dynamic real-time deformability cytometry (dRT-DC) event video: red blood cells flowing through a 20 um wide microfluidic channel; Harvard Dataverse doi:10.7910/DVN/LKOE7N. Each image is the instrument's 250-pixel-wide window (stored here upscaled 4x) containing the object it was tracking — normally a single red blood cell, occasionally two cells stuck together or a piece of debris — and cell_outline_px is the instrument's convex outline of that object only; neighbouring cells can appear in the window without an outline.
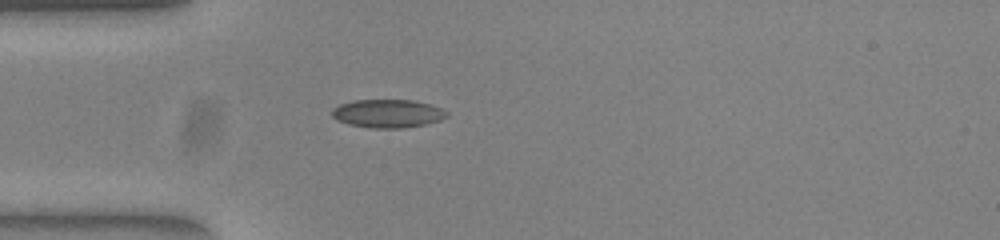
{"species": "common noctule bat (a hibernating species)", "species_latin": "Nyctalus noctula", "temperature_condition": "warm", "stored_images_in_passage": 39, "camera_frame_rate_fps": 3000, "um_per_image_px": 0.085, "animal": {"sex": "female", "body_mass_g": 23.0, "forearm_length_mm": 53.4}, "frame": {"image": 1, "passage_image": 1, "time_ms": 0.0, "image_size_px": [1000, 240], "cell_outline_px": [[448, 116], [440, 120], [424, 124], [404, 128], [372, 128], [348, 124], [336, 120], [332, 116], [332, 108], [340, 104], [356, 100], [412, 100], [428, 104], [440, 108], [448, 112]], "centroid_in_image_um": [32.93, 9.65], "position_along_channel_um": 52.1, "area_um2": 18.84}}
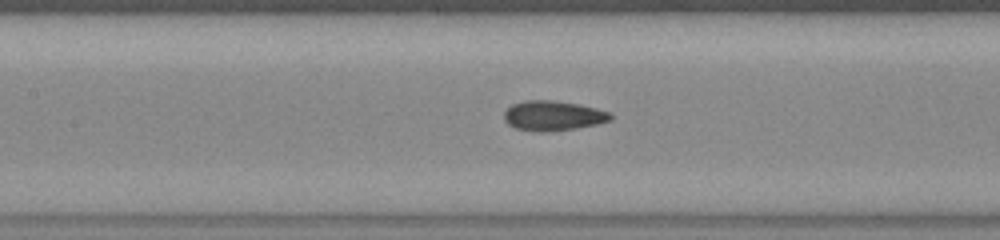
{"frame": {"image": 2, "passage_image": 10, "time_ms": 3.0, "image_size_px": [1000, 240], "cell_outline_px": [[612, 120], [596, 124], [576, 128], [544, 132], [540, 132], [516, 128], [508, 124], [504, 120], [504, 112], [512, 104], [524, 100], [552, 100], [580, 104], [596, 108], [608, 112], [612, 116]], "centroid_in_image_um": [46.99, 9.83], "position_along_channel_um": 160.4, "area_um2": 18.5}}
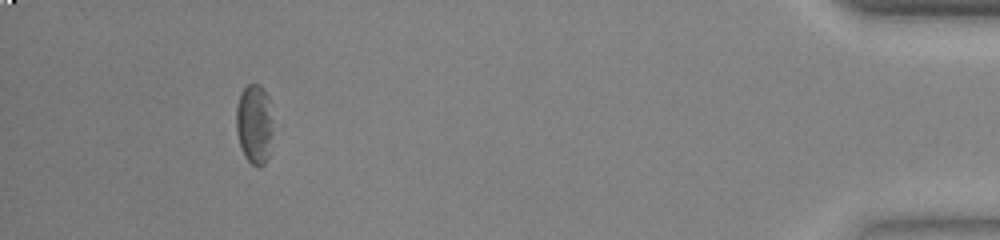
{"frame": {"image": 3, "passage_image": 35, "time_ms": 11.333, "image_size_px": [1000, 240], "cell_outline_px": [[272, 132], [268, 156], [264, 164], [252, 164], [244, 156], [240, 148], [236, 132], [236, 108], [240, 92], [248, 84], [260, 84], [268, 96], [272, 120]], "centroid_in_image_um": [21.6, 10.51], "position_along_channel_um": 413.6, "area_um2": 17.11}, "authors_computed_cell_mechanics": {"area_um2": 18.3226, "velocity_mm_per_s": 3.858, "shape_relaxation_time_tau1_ms": 7.282, "shape_relaxation_time_tau2_ms": 1.7363, "deformation_change_tau1": 0.1435, "deformation_change_tau2": 0.0595}}